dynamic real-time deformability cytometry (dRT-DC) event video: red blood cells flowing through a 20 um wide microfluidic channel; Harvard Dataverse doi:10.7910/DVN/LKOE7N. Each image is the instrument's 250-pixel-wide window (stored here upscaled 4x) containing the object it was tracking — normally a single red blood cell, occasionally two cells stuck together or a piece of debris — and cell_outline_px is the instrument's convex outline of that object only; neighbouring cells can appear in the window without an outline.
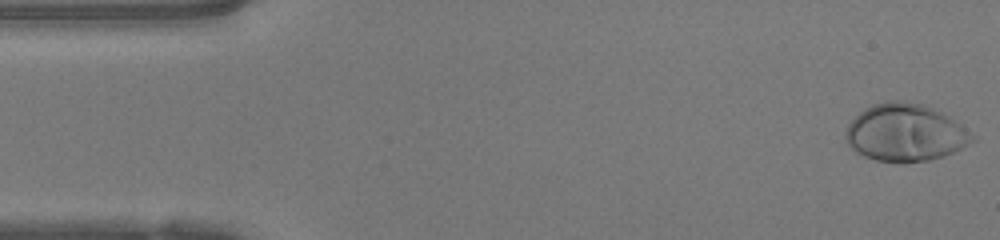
{"species": "human", "species_latin": "Homo sapiens", "temperature_condition": "warm", "stored_images_in_passage": 47, "camera_frame_rate_fps": 3000, "um_per_image_px": 0.085, "donor": {"sex": "female"}, "frame": {"image": 1, "passage_image": 1, "time_ms": 0.0, "image_size_px": [1000, 240], "cell_outline_px": [[976, 140], [944, 156], [928, 160], [876, 160], [864, 156], [856, 152], [844, 140], [844, 132], [848, 124], [864, 108], [872, 104], [888, 100], [904, 100], [920, 104], [932, 108], [940, 112], [960, 124]], "centroid_in_image_um": [76.88, 11.24], "position_along_channel_um": 8.1, "area_um2": 41.62}}
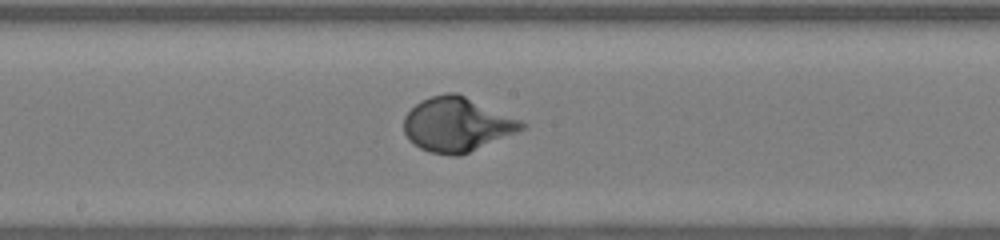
{"frame": {"image": 2, "passage_image": 24, "time_ms": 7.667, "image_size_px": [1000, 240], "cell_outline_px": [[528, 124], [524, 128], [516, 132], [468, 152], [456, 156], [452, 156], [432, 152], [420, 148], [404, 132], [404, 116], [420, 100], [444, 92], [456, 92], [520, 120]], "centroid_in_image_um": [38.82, 10.56], "position_along_channel_um": 209.4, "area_um2": 36.53}}
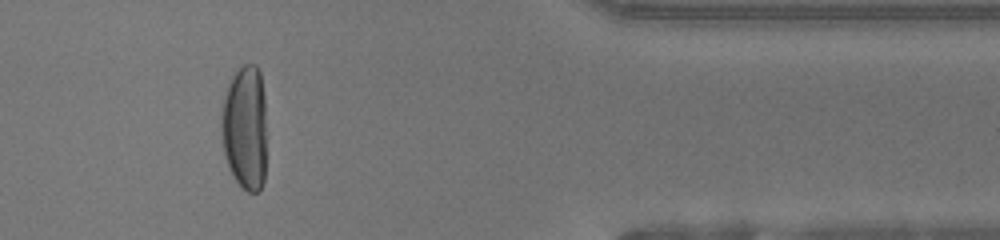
{"frame": {"image": 3, "passage_image": 39, "time_ms": 12.667, "image_size_px": [1000, 240], "cell_outline_px": [[264, 180], [260, 188], [256, 192], [248, 192], [236, 180], [224, 156], [220, 136], [220, 112], [224, 96], [228, 84], [232, 76], [244, 64], [256, 64], [260, 72], [264, 96]], "centroid_in_image_um": [20.78, 10.81], "position_along_channel_um": 390.6, "area_um2": 32.89}}